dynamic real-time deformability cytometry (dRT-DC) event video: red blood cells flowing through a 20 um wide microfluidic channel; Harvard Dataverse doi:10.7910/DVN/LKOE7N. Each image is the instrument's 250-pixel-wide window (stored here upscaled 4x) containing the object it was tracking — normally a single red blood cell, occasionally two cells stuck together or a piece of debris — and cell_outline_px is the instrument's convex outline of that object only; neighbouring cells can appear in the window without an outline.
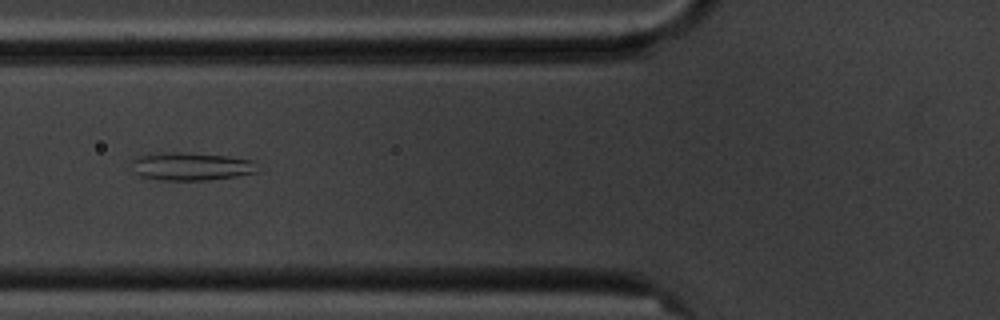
{"species": "common noctule bat (a hibernating species)", "species_latin": "Nyctalus noctula", "temperature_condition": "cold", "stored_images_in_passage": 10, "camera_frame_rate_fps": 3000, "um_per_image_px": 0.085, "animal": {"sex": "male", "body_mass_g": 20.1, "forearm_length_mm": 53.5}, "frame": {"image": 1, "passage_image": 6, "time_ms": 5.667, "image_size_px": [1000, 320], "cell_outline_px": [[256, 172], [236, 176], [208, 180], [160, 180], [140, 176], [132, 172], [132, 160], [136, 156], [156, 152], [180, 152], [228, 156], [252, 160]], "centroid_in_image_um": [16.13, 14.14], "position_along_channel_um": 109.7, "area_um2": 20.58}}